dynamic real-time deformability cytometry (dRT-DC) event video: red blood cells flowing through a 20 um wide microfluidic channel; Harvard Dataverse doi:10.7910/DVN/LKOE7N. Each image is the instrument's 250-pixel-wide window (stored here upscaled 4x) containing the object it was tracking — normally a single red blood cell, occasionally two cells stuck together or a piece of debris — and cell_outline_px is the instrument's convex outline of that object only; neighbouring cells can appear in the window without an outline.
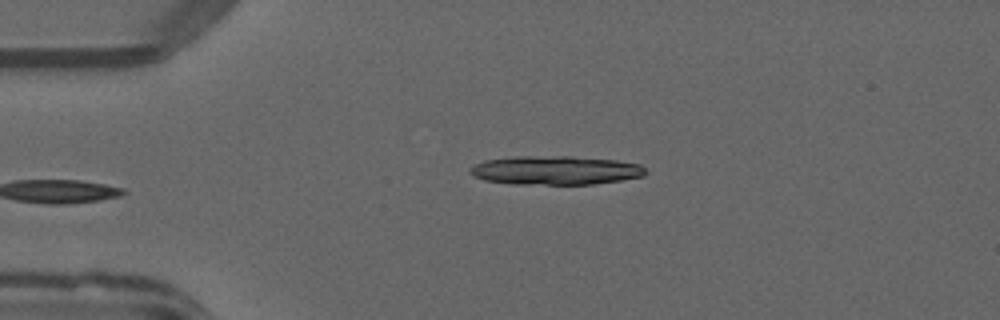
{"species": "common noctule bat (a hibernating species)", "species_latin": "Nyctalus noctula", "temperature_condition": "warm", "stored_images_in_passage": 4, "camera_frame_rate_fps": 3000, "um_per_image_px": 0.085, "animal": {"sex": "male", "forearm_length_mm": 52.5}, "frame": {"image": 1, "passage_image": 1, "time_ms": 0.0, "image_size_px": [1000, 320], "cell_outline_px": [[648, 172], [644, 176], [620, 180], [592, 184], [512, 184], [484, 180], [472, 176], [468, 172], [468, 168], [484, 160], [516, 156], [572, 156], [616, 160], [640, 164]], "centroid_in_image_um": [47.18, 14.47], "position_along_channel_um": 37.8, "area_um2": 29.71}}